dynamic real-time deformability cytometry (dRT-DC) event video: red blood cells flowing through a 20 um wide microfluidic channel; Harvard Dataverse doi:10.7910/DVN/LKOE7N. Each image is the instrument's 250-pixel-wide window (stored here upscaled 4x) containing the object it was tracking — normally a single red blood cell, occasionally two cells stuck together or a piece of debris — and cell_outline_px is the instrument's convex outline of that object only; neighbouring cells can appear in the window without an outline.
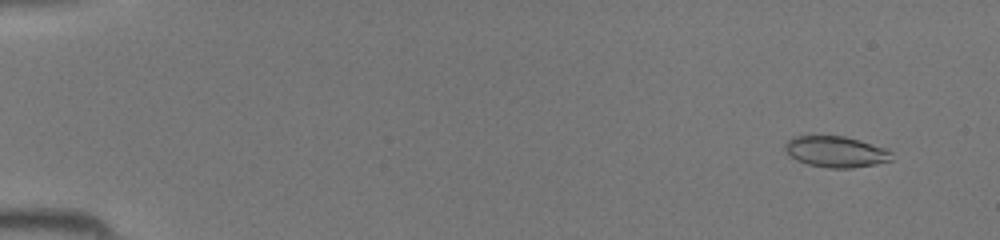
{"species": "common noctule bat (a hibernating species)", "species_latin": "Nyctalus noctula", "temperature_condition": "room temperature", "stored_images_in_passage": 45, "camera_frame_rate_fps": 3000, "um_per_image_px": 0.085, "animal": {"sex": "female", "body_mass_g": 19.5, "forearm_length_mm": 54.1}, "frame": {"image": 1, "passage_image": 4, "time_ms": 1.0, "image_size_px": [1000, 240], "cell_outline_px": [[892, 160], [876, 164], [852, 168], [828, 168], [808, 164], [796, 160], [784, 148], [784, 144], [792, 136], [812, 132], [844, 136], [860, 140], [888, 148], [892, 152]], "centroid_in_image_um": [71.02, 12.84], "position_along_channel_um": 14.0, "area_um2": 20.17}}
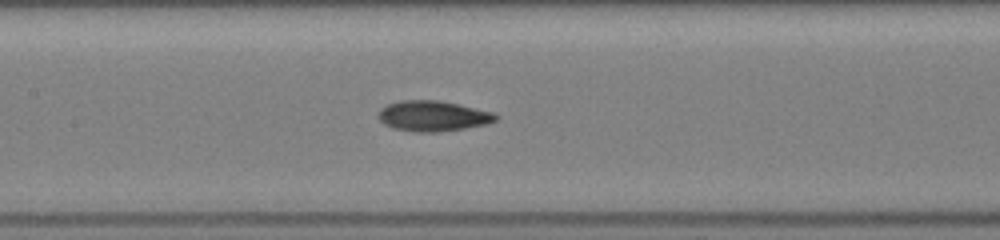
{"frame": {"image": 2, "passage_image": 23, "time_ms": 7.333, "image_size_px": [1000, 240], "cell_outline_px": [[500, 116], [496, 120], [488, 124], [440, 132], [416, 132], [392, 128], [384, 124], [376, 116], [380, 108], [388, 104], [400, 100], [440, 100], [492, 112]], "centroid_in_image_um": [36.77, 9.86], "position_along_channel_um": 170.6, "area_um2": 20.98}}
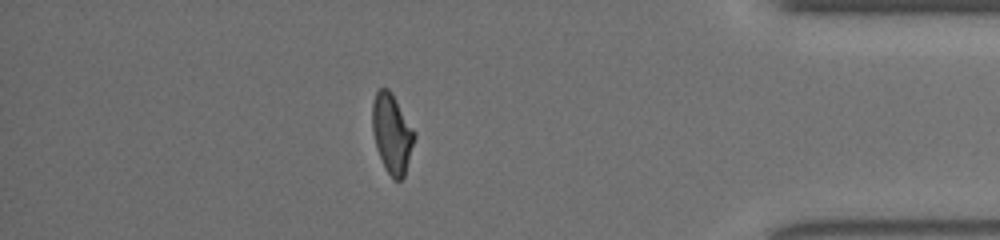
{"frame": {"image": 3, "passage_image": 40, "time_ms": 13.0, "image_size_px": [1000, 240], "cell_outline_px": [[416, 136], [404, 176], [400, 180], [392, 180], [376, 148], [372, 132], [372, 104], [376, 92], [380, 88], [388, 88], [392, 92], [416, 132]], "centroid_in_image_um": [33.32, 11.32], "position_along_channel_um": 401.9, "area_um2": 19.54}}